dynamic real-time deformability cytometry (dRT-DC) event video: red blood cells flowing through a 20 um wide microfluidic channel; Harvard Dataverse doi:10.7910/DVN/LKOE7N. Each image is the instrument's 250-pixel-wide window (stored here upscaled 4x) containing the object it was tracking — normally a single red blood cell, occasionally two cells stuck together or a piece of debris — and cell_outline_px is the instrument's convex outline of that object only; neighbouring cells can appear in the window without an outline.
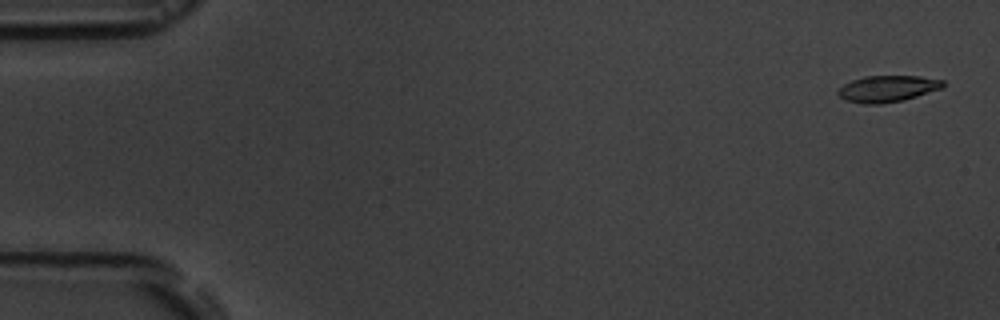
{"species": "common noctule bat (a hibernating species)", "species_latin": "Nyctalus noctula", "temperature_condition": "room temperature", "stored_images_in_passage": 6, "camera_frame_rate_fps": 3000, "um_per_image_px": 0.085, "animal": {"sex": "male", "body_mass_g": 19.5, "forearm_length_mm": 54.6}, "frame": {"image": 1, "passage_image": 1, "time_ms": 0.0, "image_size_px": [1000, 320], "cell_outline_px": [[944, 88], [904, 100], [880, 104], [864, 104], [848, 100], [840, 96], [836, 92], [844, 84], [852, 80], [864, 76], [920, 76], [944, 80]], "centroid_in_image_um": [75.48, 7.53], "position_along_channel_um": 9.5, "area_um2": 16.18}}
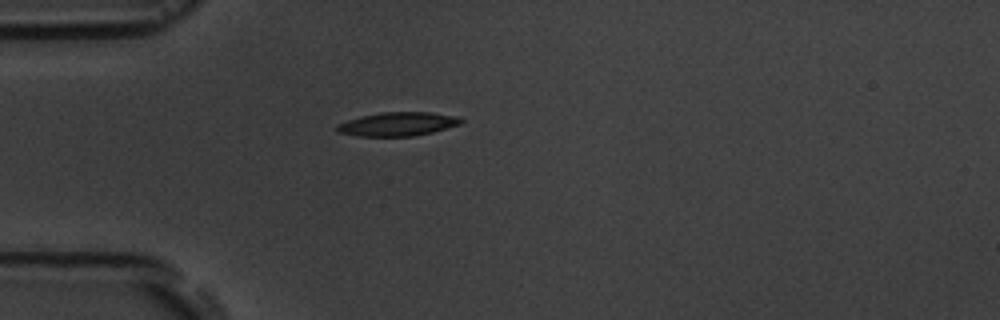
{"frame": {"image": 2, "passage_image": 5, "time_ms": 4.667, "image_size_px": [1000, 320], "cell_outline_px": [[464, 120], [460, 124], [432, 132], [412, 136], [356, 136], [336, 132], [336, 124], [360, 116], [380, 112], [428, 112], [460, 116]], "centroid_in_image_um": [33.79, 10.54], "position_along_channel_um": 51.2, "area_um2": 17.28}}